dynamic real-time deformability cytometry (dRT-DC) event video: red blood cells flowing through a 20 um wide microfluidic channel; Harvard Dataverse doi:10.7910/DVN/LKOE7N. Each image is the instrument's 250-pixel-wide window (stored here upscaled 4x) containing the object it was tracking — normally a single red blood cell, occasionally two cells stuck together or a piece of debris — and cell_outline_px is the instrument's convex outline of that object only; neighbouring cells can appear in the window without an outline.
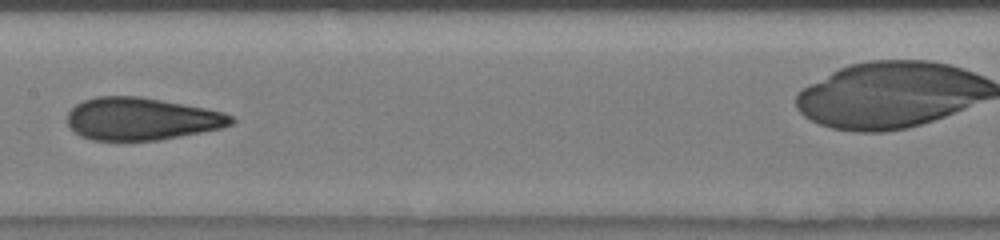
{"species": "human", "species_latin": "Homo sapiens", "temperature_condition": "room temperature", "stored_images_in_passage": 18, "camera_frame_rate_fps": 3000, "um_per_image_px": 0.085, "donor": {"sex": "male"}, "frame": {"image": 1, "passage_image": 11, "time_ms": 4.667, "image_size_px": [1000, 240], "cell_outline_px": [[236, 120], [232, 124], [220, 128], [160, 140], [92, 140], [80, 136], [68, 124], [68, 112], [76, 104], [84, 100], [96, 96], [140, 96], [204, 108], [224, 112], [232, 116]], "centroid_in_image_um": [12.02, 10.1], "position_along_channel_um": 195.4, "area_um2": 40.34}}